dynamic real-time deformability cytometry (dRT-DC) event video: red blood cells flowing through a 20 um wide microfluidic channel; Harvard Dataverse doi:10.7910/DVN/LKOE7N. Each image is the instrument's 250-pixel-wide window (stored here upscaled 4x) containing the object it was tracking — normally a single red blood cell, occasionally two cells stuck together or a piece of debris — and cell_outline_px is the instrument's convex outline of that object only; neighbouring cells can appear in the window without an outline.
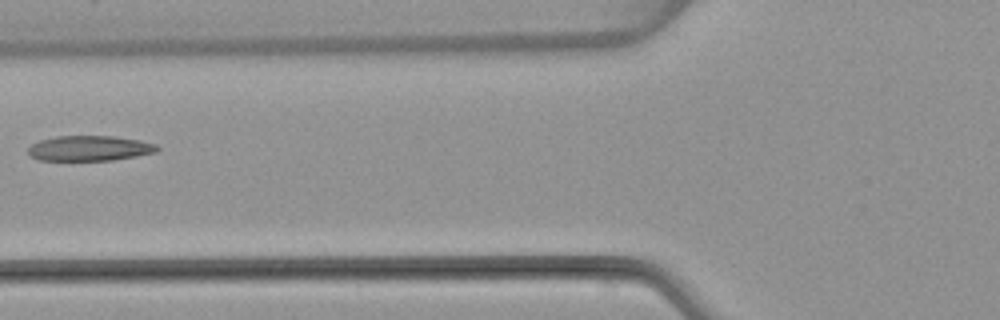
{"species": "common noctule bat (a hibernating species)", "species_latin": "Nyctalus noctula", "temperature_condition": "warm", "stored_images_in_passage": 6, "camera_frame_rate_fps": 3000, "um_per_image_px": 0.085, "animal": {"sex": "female", "body_mass_g": 22.7, "forearm_length_mm": 54.2}, "frame": {"image": 1, "passage_image": 6, "time_ms": 6.333, "image_size_px": [1000, 320], "cell_outline_px": [[160, 148], [156, 152], [136, 156], [112, 160], [40, 160], [28, 156], [28, 148], [32, 144], [40, 140], [56, 136], [112, 136], [140, 140], [156, 144]], "centroid_in_image_um": [7.6, 12.6], "position_along_channel_um": 118.2, "area_um2": 18.96}}